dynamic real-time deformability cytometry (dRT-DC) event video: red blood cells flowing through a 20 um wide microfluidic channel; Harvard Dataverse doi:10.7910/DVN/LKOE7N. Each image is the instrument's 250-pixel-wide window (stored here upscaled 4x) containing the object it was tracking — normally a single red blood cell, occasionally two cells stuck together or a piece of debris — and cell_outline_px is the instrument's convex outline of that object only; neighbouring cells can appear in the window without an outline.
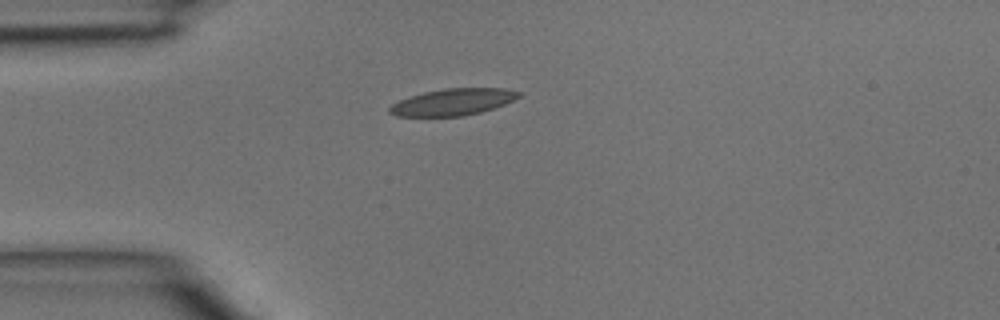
{"species": "common noctule bat (a hibernating species)", "species_latin": "Nyctalus noctula", "temperature_condition": "room temperature", "stored_images_in_passage": 4, "camera_frame_rate_fps": 3000, "um_per_image_px": 0.085, "animal": {"sex": "male", "body_mass_g": 15.6}, "frame": {"image": 1, "passage_image": 4, "time_ms": 1.0, "image_size_px": [1000, 320], "cell_outline_px": [[520, 96], [504, 104], [480, 112], [464, 116], [396, 116], [388, 112], [388, 108], [392, 104], [400, 100], [424, 92], [444, 88], [504, 88], [520, 92]], "centroid_in_image_um": [38.47, 8.67], "position_along_channel_um": 46.5, "area_um2": 19.88}}